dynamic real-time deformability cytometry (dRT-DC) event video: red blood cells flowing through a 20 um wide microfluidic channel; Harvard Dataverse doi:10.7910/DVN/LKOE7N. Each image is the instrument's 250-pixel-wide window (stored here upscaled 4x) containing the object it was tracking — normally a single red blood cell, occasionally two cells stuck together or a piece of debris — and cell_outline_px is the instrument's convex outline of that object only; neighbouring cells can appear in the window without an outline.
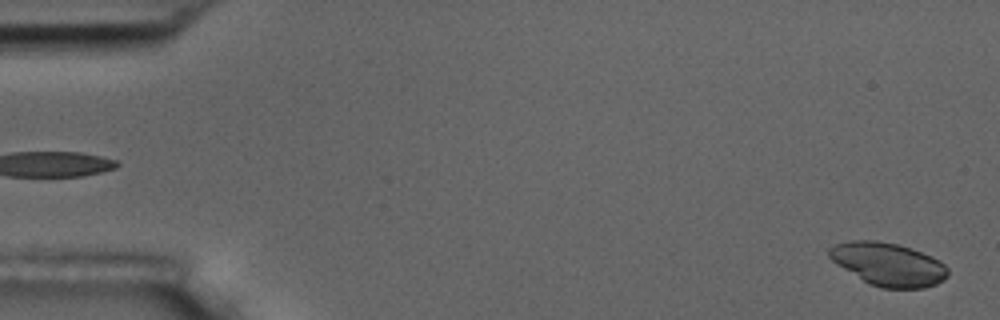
{"species": "common noctule bat (a hibernating species)", "species_latin": "Nyctalus noctula", "temperature_condition": "room temperature", "stored_images_in_passage": 3, "segment_of_instrument_passage": [2, 2], "camera_frame_rate_fps": 3000, "um_per_image_px": 0.085, "animal": {"sex": "male", "body_mass_g": 17.5, "forearm_length_mm": 52.3}, "frame": {"image": 1, "passage_image": 3, "time_ms": 2.333, "image_size_px": [1000, 320], "cell_outline_px": [[948, 276], [944, 280], [936, 284], [924, 288], [880, 288], [868, 284], [836, 264], [828, 256], [828, 248], [836, 244], [852, 240], [876, 240], [896, 244], [912, 248], [932, 256], [944, 264], [948, 268]], "centroid_in_image_um": [75.5, 22.47], "position_along_channel_um": 9.5, "area_um2": 30.0}}